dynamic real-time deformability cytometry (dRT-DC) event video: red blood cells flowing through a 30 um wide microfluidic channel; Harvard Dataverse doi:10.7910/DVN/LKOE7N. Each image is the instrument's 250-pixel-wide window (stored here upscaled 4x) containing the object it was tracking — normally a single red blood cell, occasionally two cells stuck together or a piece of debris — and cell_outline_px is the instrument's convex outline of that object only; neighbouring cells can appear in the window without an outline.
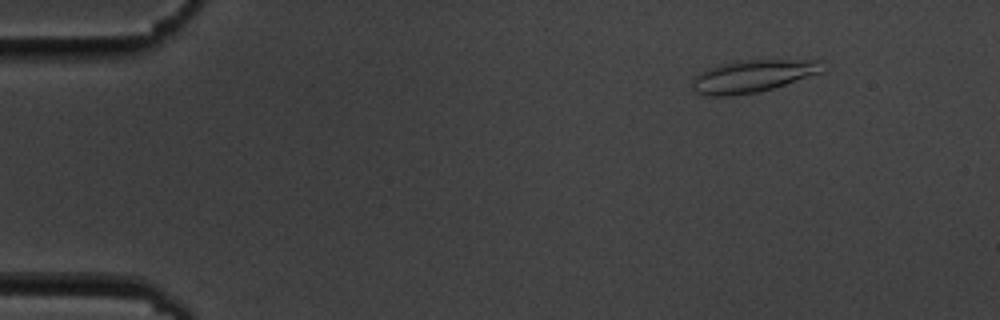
{"species": "common noctule bat (a hibernating species)", "species_latin": "Nyctalus noctula", "temperature_condition": "cold", "stored_images_in_passage": 50, "camera_frame_rate_fps": 3000, "um_per_image_px": 0.085, "animal": {"sex": "male", "body_mass_g": 19.5, "forearm_length_mm": 54.6}, "frame": {"image": 1, "passage_image": 1, "time_ms": 0.0, "image_size_px": [1000, 320], "cell_outline_px": [[824, 72], [772, 88], [756, 92], [728, 96], [704, 96], [696, 92], [692, 88], [692, 76], [708, 68], [740, 60], [820, 60]], "centroid_in_image_um": [63.94, 6.47], "position_along_channel_um": 21.1, "area_um2": 24.45}}
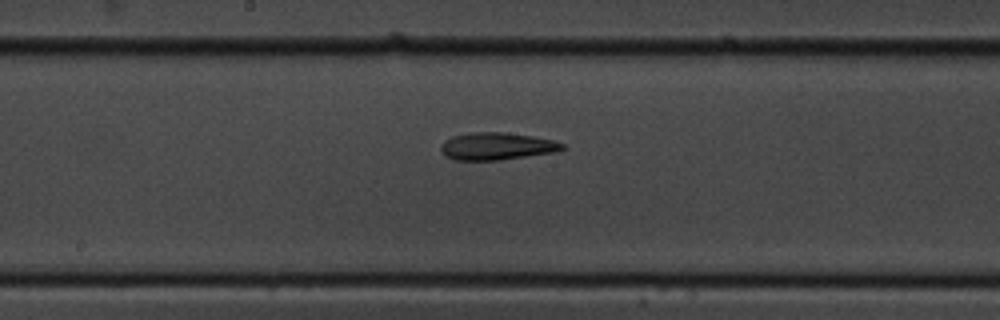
{"frame": {"image": 2, "passage_image": 24, "time_ms": 7.667, "image_size_px": [1000, 320], "cell_outline_px": [[564, 148], [556, 152], [496, 160], [452, 160], [440, 152], [440, 144], [444, 140], [452, 136], [472, 132], [504, 132], [532, 136], [552, 140], [564, 144]], "centroid_in_image_um": [42.16, 12.43], "position_along_channel_um": 206.0, "area_um2": 19.36}}
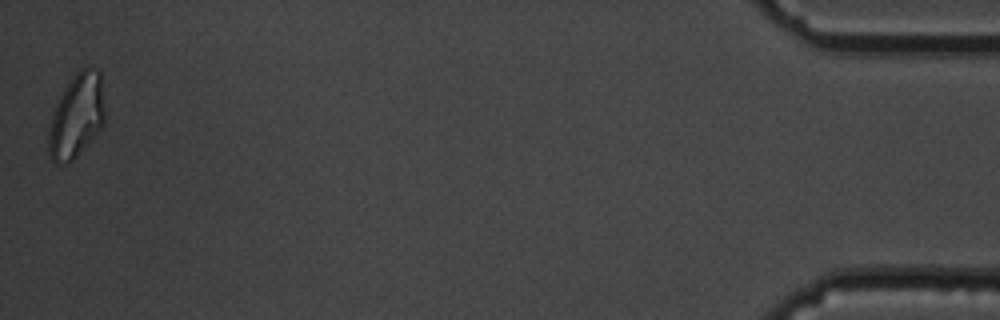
{"frame": {"image": 3, "passage_image": 50, "time_ms": 16.333, "image_size_px": [1000, 320], "cell_outline_px": [[104, 124], [76, 156], [68, 164], [56, 164], [52, 160], [48, 152], [48, 132], [52, 116], [56, 104], [60, 96], [72, 76], [80, 68], [88, 64], [96, 68], [100, 72], [104, 108]], "centroid_in_image_um": [6.5, 9.82], "position_along_channel_um": 428.7, "area_um2": 27.46}, "authors_computed_cell_mechanics": {"area_um2": 19.941, "velocity_mm_per_s": 3.5891, "shape_relaxation_time_tau1_ms": 9.5009, "shape_relaxation_time_tau2_ms": 6.1616, "deformation_change_tau1": 0.2252, "deformation_change_tau2": 0.1322}}